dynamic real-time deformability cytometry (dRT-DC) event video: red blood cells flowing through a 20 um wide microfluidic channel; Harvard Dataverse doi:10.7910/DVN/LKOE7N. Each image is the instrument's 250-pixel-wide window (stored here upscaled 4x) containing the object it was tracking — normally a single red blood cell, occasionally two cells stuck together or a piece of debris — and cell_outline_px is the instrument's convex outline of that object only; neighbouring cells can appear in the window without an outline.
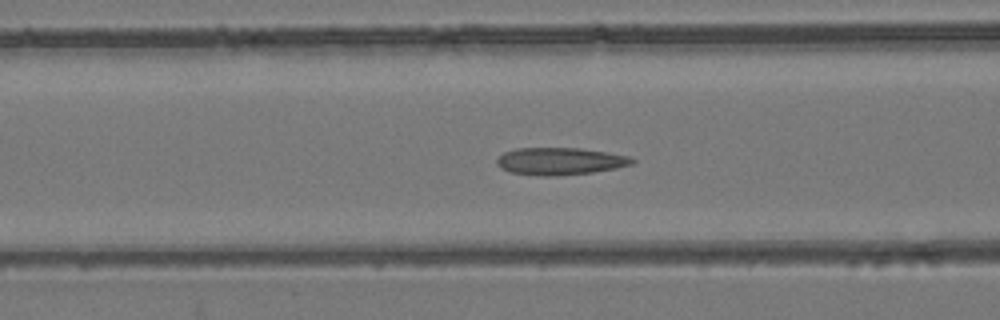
{"species": "common noctule bat (a hibernating species)", "species_latin": "Nyctalus noctula", "temperature_condition": "room temperature", "stored_images_in_passage": 43, "camera_frame_rate_fps": 3000, "um_per_image_px": 0.085, "animal": {"sex": "female", "body_mass_g": 24.6, "forearm_length_mm": 56.2}, "frame": {"image": 1, "passage_image": 11, "time_ms": 3.333, "image_size_px": [1000, 320], "cell_outline_px": [[636, 160], [632, 164], [616, 168], [592, 172], [556, 176], [544, 176], [512, 172], [500, 168], [496, 164], [496, 160], [504, 152], [516, 148], [580, 148], [628, 156]], "centroid_in_image_um": [47.58, 13.7], "position_along_channel_um": 119.0, "area_um2": 21.33}}
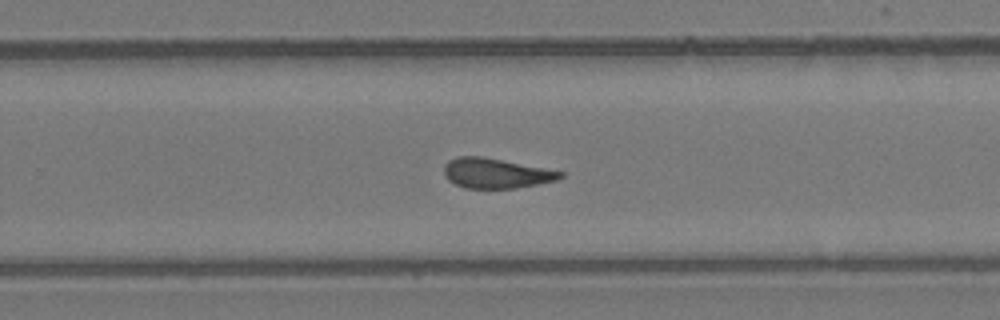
{"frame": {"image": 2, "passage_image": 24, "time_ms": 7.667, "image_size_px": [1000, 320], "cell_outline_px": [[564, 176], [556, 180], [516, 188], [464, 188], [448, 180], [444, 176], [444, 164], [448, 160], [456, 156], [484, 156], [564, 172]], "centroid_in_image_um": [42.11, 14.71], "position_along_channel_um": 287.7, "area_um2": 20.35}}
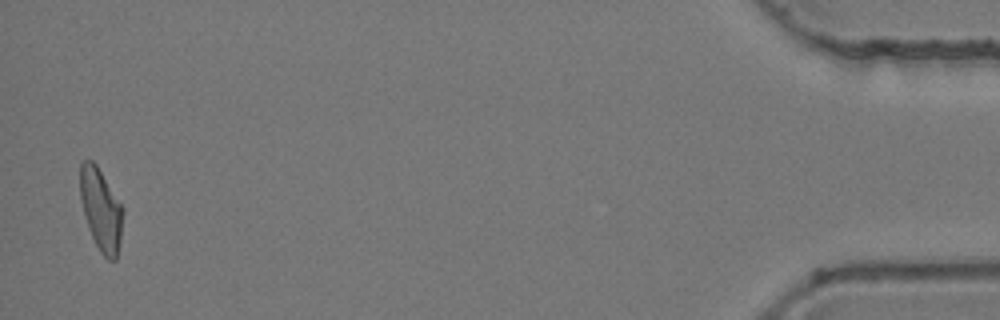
{"frame": {"image": 3, "passage_image": 42, "time_ms": 13.667, "image_size_px": [1000, 320], "cell_outline_px": [[124, 212], [120, 240], [116, 260], [108, 260], [100, 252], [88, 228], [84, 216], [80, 200], [80, 164], [84, 160], [92, 160], [96, 164], [124, 208]], "centroid_in_image_um": [8.58, 17.82], "position_along_channel_um": 426.6, "area_um2": 20.58}, "authors_computed_cell_mechanics": {"area_um2": 20.7502, "velocity_mm_per_s": 3.8984, "shape_relaxation_time_tau1_ms": null, "shape_relaxation_time_tau2_ms": 2.9928, "deformation_change_tau1": null, "deformation_change_tau2": 0.1034}}